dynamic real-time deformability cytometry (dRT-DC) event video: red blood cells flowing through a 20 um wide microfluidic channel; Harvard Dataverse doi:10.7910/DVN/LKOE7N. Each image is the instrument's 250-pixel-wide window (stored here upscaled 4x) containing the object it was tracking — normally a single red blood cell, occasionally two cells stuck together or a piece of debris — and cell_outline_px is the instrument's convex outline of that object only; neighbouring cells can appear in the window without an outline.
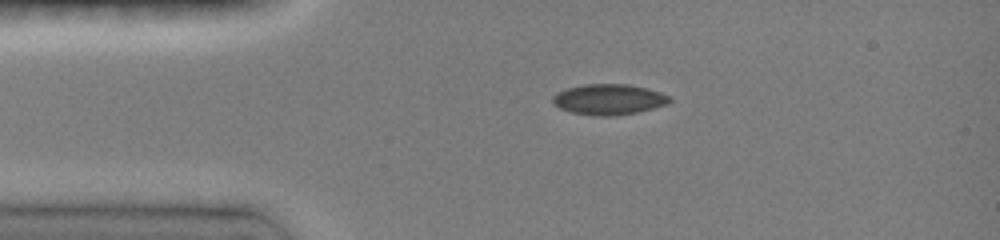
{"species": "common noctule bat (a hibernating species)", "species_latin": "Nyctalus noctula", "temperature_condition": "room temperature", "stored_images_in_passage": 38, "camera_frame_rate_fps": 3000, "um_per_image_px": 0.085, "animal": {"sex": "female", "body_mass_g": 19.0, "forearm_length_mm": 51.5}, "frame": {"image": 1, "passage_image": 1, "time_ms": 0.0, "image_size_px": [1000, 240], "cell_outline_px": [[672, 100], [668, 104], [636, 112], [608, 116], [600, 116], [572, 112], [560, 108], [552, 100], [552, 96], [556, 92], [568, 88], [584, 84], [628, 84], [660, 92], [672, 96]], "centroid_in_image_um": [51.76, 8.44], "position_along_channel_um": 33.2, "area_um2": 20.63}}
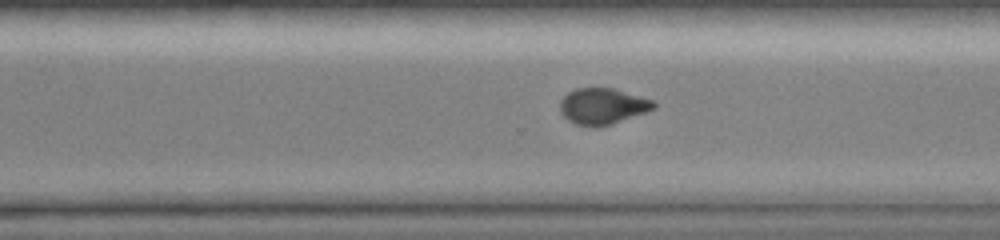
{"frame": {"image": 2, "passage_image": 24, "time_ms": 7.667, "image_size_px": [1000, 240], "cell_outline_px": [[656, 108], [612, 124], [576, 124], [568, 120], [560, 112], [560, 100], [568, 92], [576, 88], [612, 88], [640, 96], [652, 100], [656, 104]], "centroid_in_image_um": [51.21, 8.99], "position_along_channel_um": 319.4, "area_um2": 19.19}}
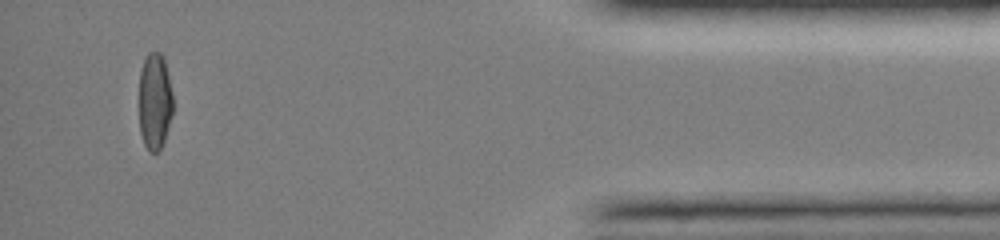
{"frame": {"image": 3, "passage_image": 35, "time_ms": 11.333, "image_size_px": [1000, 240], "cell_outline_px": [[172, 112], [164, 140], [160, 148], [156, 152], [148, 152], [144, 144], [140, 132], [140, 68], [148, 52], [160, 52], [164, 60], [172, 92]], "centroid_in_image_um": [13.14, 8.61], "position_along_channel_um": 422.1, "area_um2": 18.84}, "authors_computed_cell_mechanics": {"area_um2": 20.3456, "velocity_mm_per_s": 4.1232, "shape_relaxation_time_tau1_ms": null, "shape_relaxation_time_tau2_ms": 1.3112, "deformation_change_tau1": null, "deformation_change_tau2": 0.0395}}